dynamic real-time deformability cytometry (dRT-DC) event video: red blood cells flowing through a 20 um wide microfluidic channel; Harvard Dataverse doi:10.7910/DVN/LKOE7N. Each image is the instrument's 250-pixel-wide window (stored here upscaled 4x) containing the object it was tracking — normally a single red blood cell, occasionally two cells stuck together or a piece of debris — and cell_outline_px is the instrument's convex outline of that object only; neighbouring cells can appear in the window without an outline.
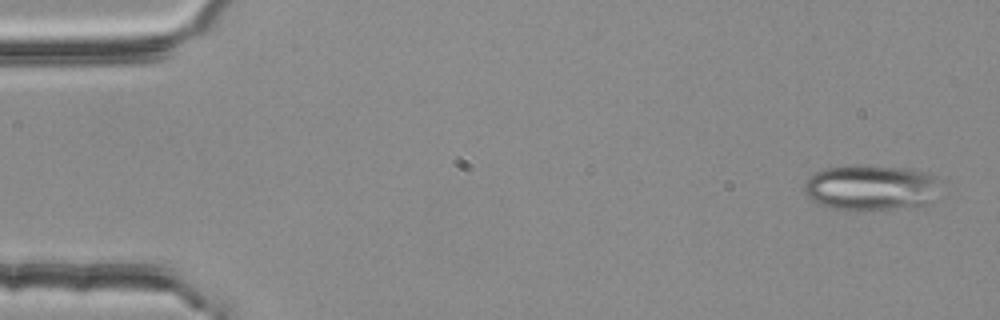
{"species": "common noctule bat (a hibernating species)", "species_latin": "Nyctalus noctula", "temperature_condition": "room temperature", "stored_images_in_passage": 4, "camera_frame_rate_fps": 3000, "um_per_image_px": 0.085, "animal": {"sex": "female", "body_mass_g": 25.1}, "frame": {"image": 1, "passage_image": 1, "time_ms": 0.0, "image_size_px": [1000, 320], "cell_outline_px": [[940, 180], [924, 204], [892, 208], [832, 208], [820, 204], [808, 196], [804, 192], [804, 184], [808, 176], [812, 172], [824, 168], [856, 164], [908, 168], [924, 172], [936, 176]], "centroid_in_image_um": [73.91, 15.87], "position_along_channel_um": 11.1, "area_um2": 35.2}}